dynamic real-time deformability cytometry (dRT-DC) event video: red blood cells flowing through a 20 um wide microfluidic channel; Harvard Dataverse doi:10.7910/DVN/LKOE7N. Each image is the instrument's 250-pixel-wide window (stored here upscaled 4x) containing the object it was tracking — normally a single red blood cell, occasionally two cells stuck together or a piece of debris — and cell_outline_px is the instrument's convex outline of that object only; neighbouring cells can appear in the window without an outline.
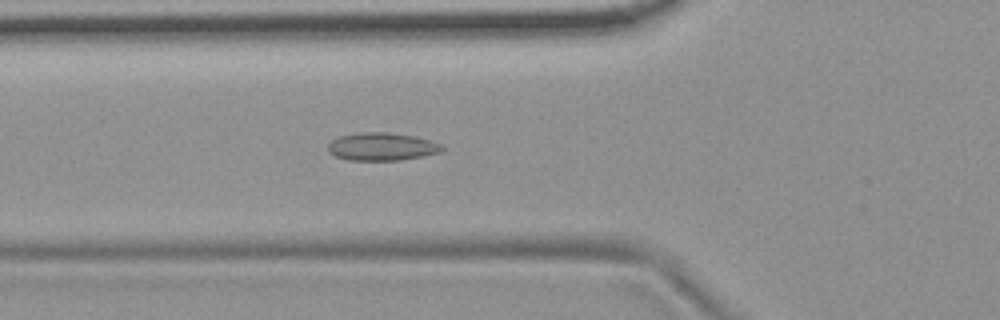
{"species": "common noctule bat (a hibernating species)", "species_latin": "Nyctalus noctula", "temperature_condition": "room temperature", "stored_images_in_passage": 3, "camera_frame_rate_fps": 3000, "um_per_image_px": 0.085, "animal": {"sex": "female", "body_mass_g": 19.9}, "frame": {"image": 1, "passage_image": 3, "time_ms": 0.667, "image_size_px": [1000, 320], "cell_outline_px": [[444, 148], [440, 152], [424, 156], [400, 160], [348, 160], [336, 156], [328, 152], [328, 144], [332, 140], [340, 136], [360, 132], [388, 132], [416, 136], [432, 140], [444, 144]], "centroid_in_image_um": [32.5, 12.46], "position_along_channel_um": 93.3, "area_um2": 18.73}}